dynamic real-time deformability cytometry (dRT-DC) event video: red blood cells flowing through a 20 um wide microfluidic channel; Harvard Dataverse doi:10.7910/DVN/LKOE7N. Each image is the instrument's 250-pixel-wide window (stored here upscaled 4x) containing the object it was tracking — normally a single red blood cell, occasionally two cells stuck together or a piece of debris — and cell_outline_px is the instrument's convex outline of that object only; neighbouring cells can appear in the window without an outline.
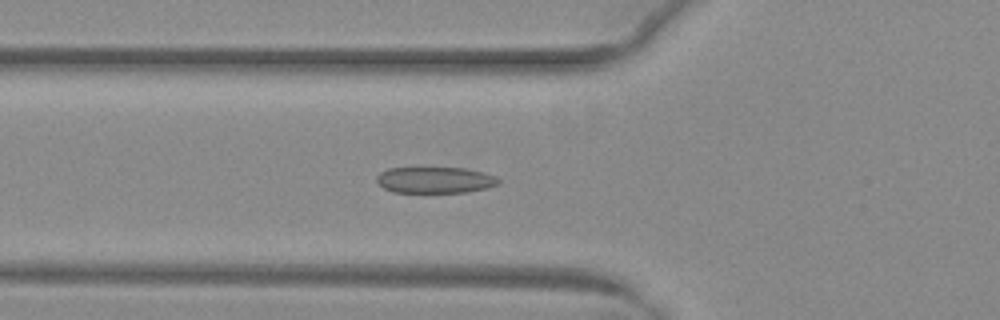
{"species": "common noctule bat (a hibernating species)", "species_latin": "Nyctalus noctula", "temperature_condition": "warm", "stored_images_in_passage": 44, "camera_frame_rate_fps": 3000, "um_per_image_px": 0.085, "animal": {"sex": "female", "body_mass_g": 29.2, "forearm_length_mm": 56.3}, "frame": {"image": 1, "passage_image": 12, "time_ms": 3.667, "image_size_px": [1000, 320], "cell_outline_px": [[500, 184], [488, 188], [468, 192], [392, 192], [384, 188], [376, 180], [376, 176], [380, 172], [388, 168], [464, 168], [484, 172], [496, 176], [500, 180]], "centroid_in_image_um": [37.01, 15.3], "position_along_channel_um": 88.8, "area_um2": 18.73}}
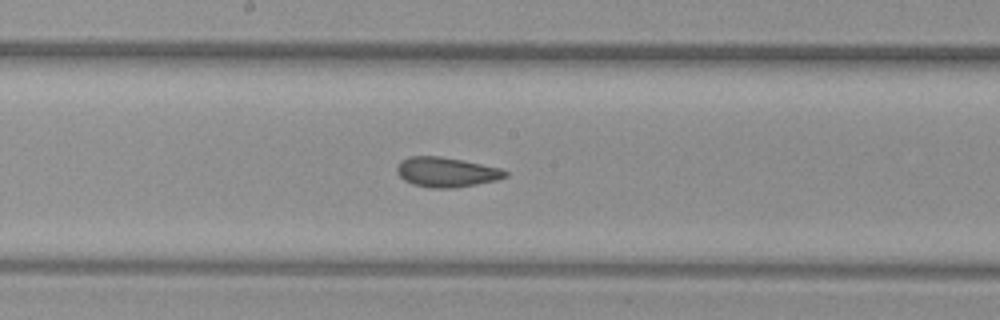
{"frame": {"image": 2, "passage_image": 21, "time_ms": 6.667, "image_size_px": [1000, 320], "cell_outline_px": [[508, 176], [496, 180], [476, 184], [452, 188], [432, 188], [412, 184], [404, 180], [396, 172], [396, 164], [400, 160], [408, 156], [440, 156], [464, 160], [500, 168], [508, 172]], "centroid_in_image_um": [37.9, 14.62], "position_along_channel_um": 210.3, "area_um2": 18.96}}
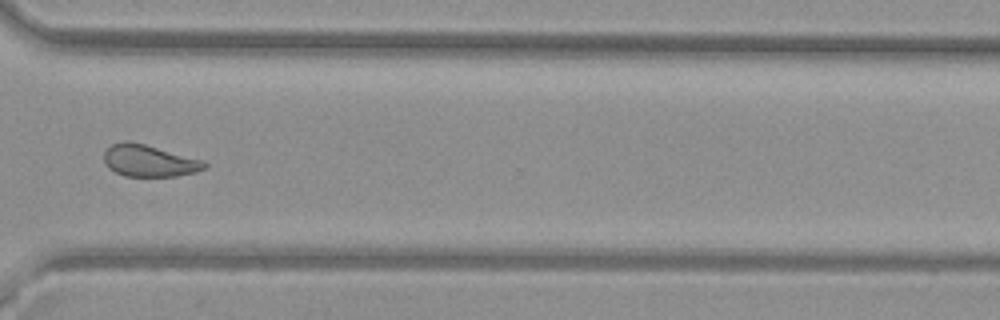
{"frame": {"image": 3, "passage_image": 32, "time_ms": 10.333, "image_size_px": [1000, 320], "cell_outline_px": [[208, 168], [196, 172], [176, 176], [124, 176], [108, 168], [104, 160], [104, 152], [112, 144], [124, 140], [128, 140], [144, 144], [204, 160], [208, 164]], "centroid_in_image_um": [12.7, 13.66], "position_along_channel_um": 357.9, "area_um2": 18.73}, "authors_computed_cell_mechanics": {"area_um2": 19.5942, "velocity_mm_per_s": 4.0361, "shape_relaxation_time_tau1_ms": null, "shape_relaxation_time_tau2_ms": 1.2566, "deformation_change_tau1": null, "deformation_change_tau2": 0.0808}}